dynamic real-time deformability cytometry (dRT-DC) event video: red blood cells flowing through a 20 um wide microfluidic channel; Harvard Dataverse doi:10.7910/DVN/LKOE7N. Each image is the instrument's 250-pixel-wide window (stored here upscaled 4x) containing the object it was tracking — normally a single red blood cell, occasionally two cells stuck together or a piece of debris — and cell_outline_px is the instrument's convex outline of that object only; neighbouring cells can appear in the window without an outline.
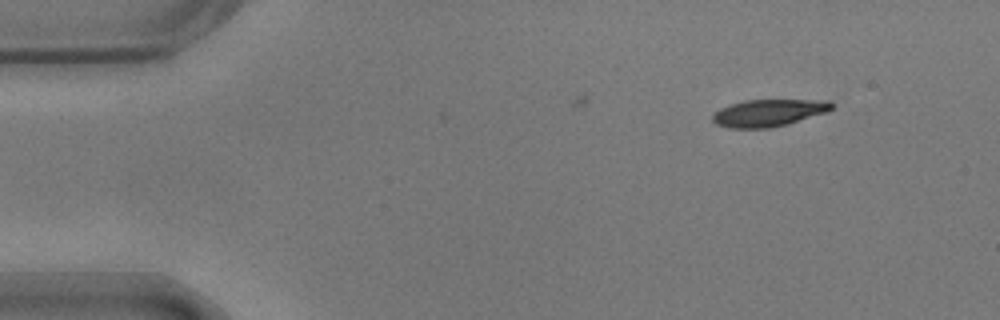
{"species": "common noctule bat (a hibernating species)", "species_latin": "Nyctalus noctula", "temperature_condition": "warm", "stored_images_in_passage": 4, "camera_frame_rate_fps": 3000, "um_per_image_px": 0.085, "animal": {"sex": "male", "body_mass_g": 17.9}, "frame": {"image": 1, "passage_image": 1, "time_ms": 0.0, "image_size_px": [1000, 320], "cell_outline_px": [[836, 104], [828, 112], [788, 124], [768, 128], [728, 128], [716, 124], [712, 120], [712, 116], [720, 108], [744, 100], [828, 100]], "centroid_in_image_um": [65.37, 9.59], "position_along_channel_um": 19.6, "area_um2": 18.9}}